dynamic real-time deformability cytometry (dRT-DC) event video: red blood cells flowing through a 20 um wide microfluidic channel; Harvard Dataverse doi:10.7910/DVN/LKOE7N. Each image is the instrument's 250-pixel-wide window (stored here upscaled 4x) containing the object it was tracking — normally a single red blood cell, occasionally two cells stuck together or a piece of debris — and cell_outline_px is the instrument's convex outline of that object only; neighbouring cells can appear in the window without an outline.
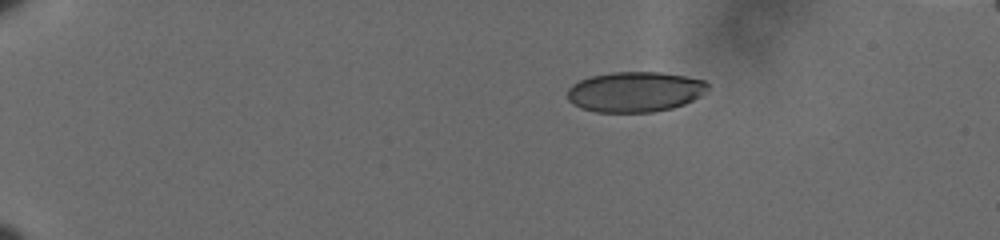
{"species": "human", "species_latin": "Homo sapiens", "temperature_condition": "cold", "stored_images_in_passage": 49, "camera_frame_rate_fps": 3000, "um_per_image_px": 0.085, "donor": {"sex": "male"}, "frame": {"image": 1, "passage_image": 1, "time_ms": 0.0, "image_size_px": [1000, 240], "cell_outline_px": [[708, 88], [700, 96], [684, 104], [672, 108], [652, 112], [596, 112], [580, 108], [572, 104], [568, 100], [568, 88], [572, 84], [580, 80], [592, 76], [612, 72], [660, 72], [684, 76], [704, 80], [708, 84]], "centroid_in_image_um": [53.95, 7.81], "position_along_channel_um": 31.0, "area_um2": 32.95}}
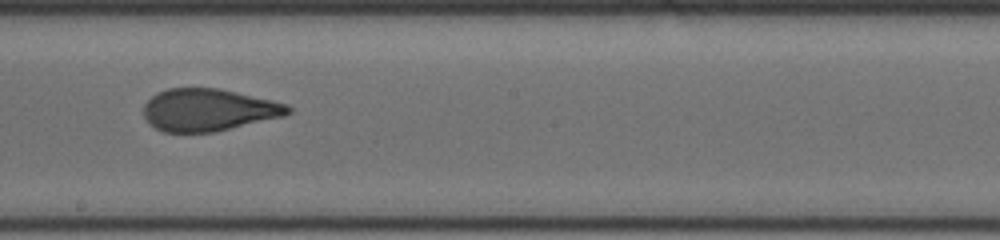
{"frame": {"image": 2, "passage_image": 26, "time_ms": 8.333, "image_size_px": [1000, 240], "cell_outline_px": [[292, 112], [284, 116], [216, 132], [164, 132], [148, 124], [144, 116], [144, 104], [156, 92], [168, 88], [220, 88], [272, 100], [288, 104], [292, 108]], "centroid_in_image_um": [17.72, 9.34], "position_along_channel_um": 230.5, "area_um2": 35.84}}
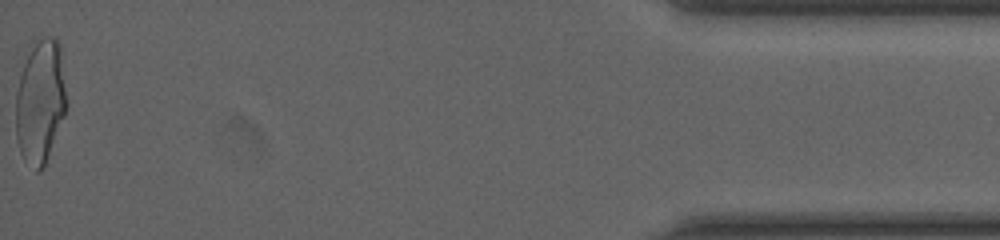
{"frame": {"image": 3, "passage_image": 49, "time_ms": 16.0, "image_size_px": [1000, 240], "cell_outline_px": [[64, 116], [44, 164], [40, 172], [36, 172], [24, 160], [20, 152], [16, 140], [16, 92], [20, 76], [32, 40], [44, 36], [52, 36], [60, 44], [64, 88]], "centroid_in_image_um": [3.38, 8.6], "position_along_channel_um": 431.8, "area_um2": 36.13}, "authors_computed_cell_mechanics": {"area_um2": 35.9516, "velocity_mm_per_s": 3.6141, "shape_relaxation_time_tau1_ms": 5.6652, "shape_relaxation_time_tau2_ms": 0.9795, "deformation_change_tau1": 0.1842, "deformation_change_tau2": 0.0818}}